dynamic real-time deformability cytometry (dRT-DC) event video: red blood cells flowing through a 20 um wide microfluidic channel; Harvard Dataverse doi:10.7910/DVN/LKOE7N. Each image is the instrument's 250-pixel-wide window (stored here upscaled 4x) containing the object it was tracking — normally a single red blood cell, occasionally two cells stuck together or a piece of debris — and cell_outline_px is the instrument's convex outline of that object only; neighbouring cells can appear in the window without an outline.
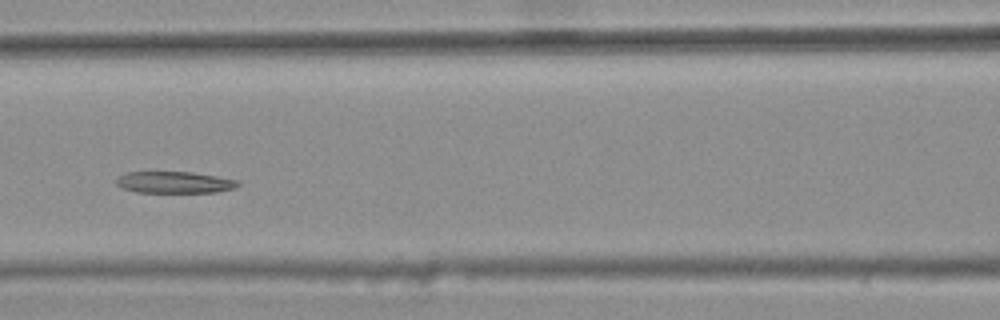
{"species": "common noctule bat (a hibernating species)", "species_latin": "Nyctalus noctula", "temperature_condition": "warm", "stored_images_in_passage": 10, "camera_frame_rate_fps": 3000, "um_per_image_px": 0.085, "animal": {"sex": "female", "body_mass_g": 25.1}, "frame": {"image": 1, "passage_image": 7, "time_ms": 2.0, "image_size_px": [1000, 320], "cell_outline_px": [[240, 184], [236, 188], [216, 192], [136, 192], [120, 188], [116, 184], [116, 180], [120, 176], [128, 172], [192, 172], [240, 180]], "centroid_in_image_um": [14.86, 15.5], "position_along_channel_um": 151.7, "area_um2": 15.37}}
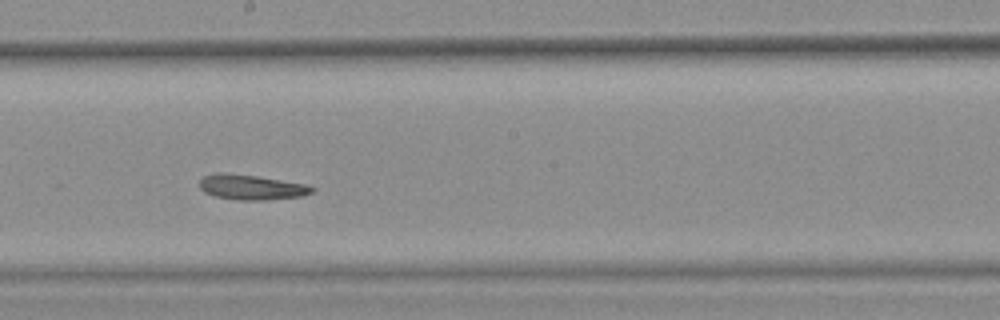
{"frame": {"image": 2, "passage_image": 9, "time_ms": 2.667, "image_size_px": [1000, 320], "cell_outline_px": [[316, 188], [312, 192], [304, 196], [268, 200], [236, 200], [216, 196], [204, 192], [200, 188], [200, 180], [204, 176], [216, 172], [224, 172], [256, 176], [308, 184]], "centroid_in_image_um": [21.4, 15.91], "position_along_channel_um": 226.8, "area_um2": 16.59}}
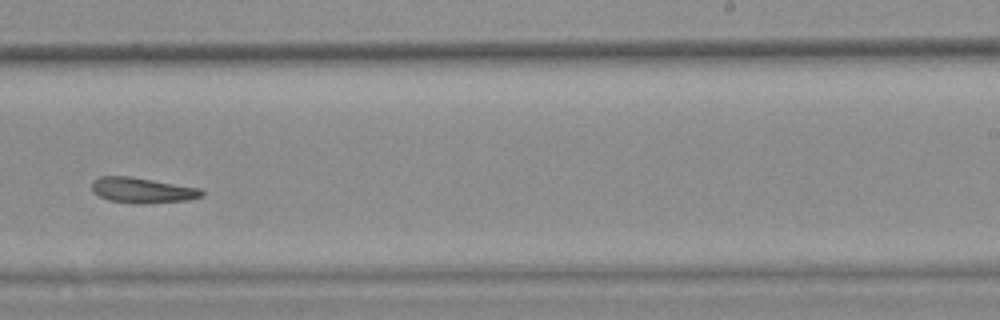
{"frame": {"image": 3, "passage_image": 10, "time_ms": 3.0, "image_size_px": [1000, 320], "cell_outline_px": [[204, 196], [188, 200], [148, 204], [132, 204], [108, 200], [92, 192], [92, 180], [100, 176], [128, 176], [200, 188], [204, 192]], "centroid_in_image_um": [12.09, 16.19], "position_along_channel_um": 276.9, "area_um2": 16.47}}